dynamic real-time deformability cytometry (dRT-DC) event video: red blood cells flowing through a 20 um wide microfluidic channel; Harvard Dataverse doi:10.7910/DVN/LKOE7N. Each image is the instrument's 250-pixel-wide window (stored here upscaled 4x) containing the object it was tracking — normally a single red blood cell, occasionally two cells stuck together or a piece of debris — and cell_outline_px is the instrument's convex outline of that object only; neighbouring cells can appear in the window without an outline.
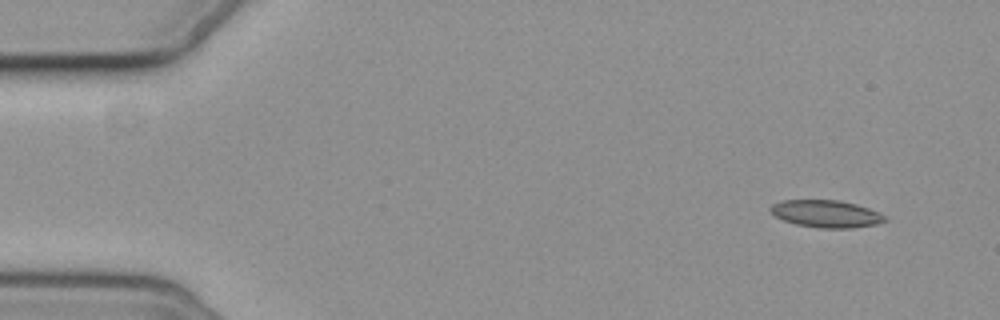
{"species": "common noctule bat (a hibernating species)", "species_latin": "Nyctalus noctula", "temperature_condition": "cold", "stored_images_in_passage": 5, "camera_frame_rate_fps": 3000, "um_per_image_px": 0.085, "animal": {"sex": "female", "body_mass_g": 19.3, "forearm_length_mm": 54.1}, "frame": {"image": 1, "passage_image": 1, "time_ms": 0.0, "image_size_px": [1000, 320], "cell_outline_px": [[888, 220], [876, 224], [852, 228], [820, 228], [796, 224], [784, 220], [776, 216], [768, 208], [772, 204], [784, 200], [836, 200], [856, 204], [868, 208], [884, 216]], "centroid_in_image_um": [70.21, 18.17], "position_along_channel_um": 14.8, "area_um2": 17.98}}